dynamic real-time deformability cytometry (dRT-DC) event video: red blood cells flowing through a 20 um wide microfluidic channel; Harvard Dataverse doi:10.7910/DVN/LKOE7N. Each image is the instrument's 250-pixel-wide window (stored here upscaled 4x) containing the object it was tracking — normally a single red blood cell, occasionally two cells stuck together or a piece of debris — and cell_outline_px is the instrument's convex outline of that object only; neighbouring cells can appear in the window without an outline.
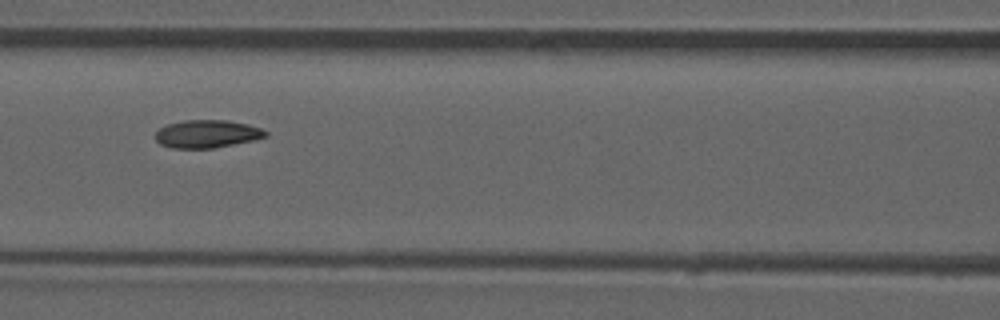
{"species": "common noctule bat (a hibernating species)", "species_latin": "Nyctalus noctula", "temperature_condition": "room temperature", "stored_images_in_passage": 52, "camera_frame_rate_fps": 3000, "um_per_image_px": 0.085, "animal": {"sex": "male", "forearm_length_mm": 52.5}, "frame": {"image": 1, "passage_image": 23, "time_ms": 7.333, "image_size_px": [1000, 320], "cell_outline_px": [[268, 136], [252, 140], [212, 148], [172, 148], [160, 144], [156, 140], [156, 132], [160, 128], [168, 124], [184, 120], [228, 120], [248, 124], [260, 128], [268, 132]], "centroid_in_image_um": [17.6, 11.37], "position_along_channel_um": 149.0, "area_um2": 17.74}, "authors_computed_cell_mechanics": {"area_um2": 17.918, "velocity_mm_per_s": 3.9034, "shape_relaxation_time_tau1_ms": null, "shape_relaxation_time_tau2_ms": 1.7046, "deformation_change_tau1": null, "deformation_change_tau2": 0.0619}}